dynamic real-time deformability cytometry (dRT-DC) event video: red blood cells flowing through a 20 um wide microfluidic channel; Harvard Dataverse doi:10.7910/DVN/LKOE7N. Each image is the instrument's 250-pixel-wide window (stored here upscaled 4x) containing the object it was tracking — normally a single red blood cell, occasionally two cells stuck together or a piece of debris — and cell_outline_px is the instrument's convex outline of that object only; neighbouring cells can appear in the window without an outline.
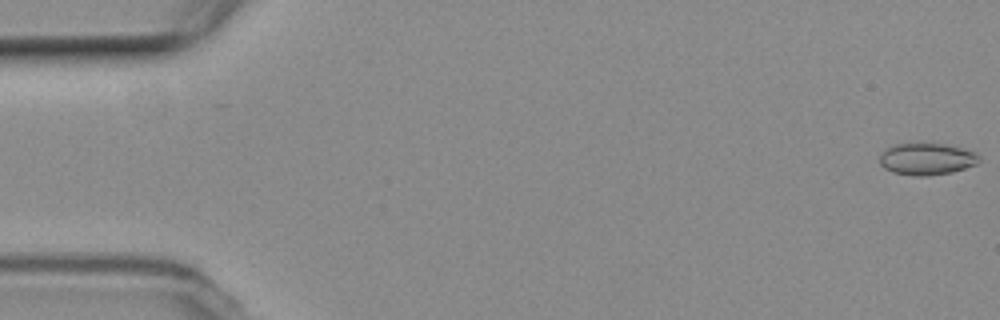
{"species": "common noctule bat (a hibernating species)", "species_latin": "Nyctalus noctula", "temperature_condition": "room temperature", "stored_images_in_passage": 6, "camera_frame_rate_fps": 3000, "um_per_image_px": 0.085, "animal": {"sex": "female", "body_mass_g": 19.3, "forearm_length_mm": 54.1}, "frame": {"image": 1, "passage_image": 1, "time_ms": 0.0, "image_size_px": [1000, 320], "cell_outline_px": [[980, 160], [976, 164], [952, 172], [928, 176], [912, 176], [892, 172], [884, 168], [880, 164], [880, 156], [884, 148], [896, 144], [920, 140], [948, 144], [964, 148], [976, 152], [980, 156]], "centroid_in_image_um": [78.76, 13.46], "position_along_channel_um": 6.2, "area_um2": 19.36}}
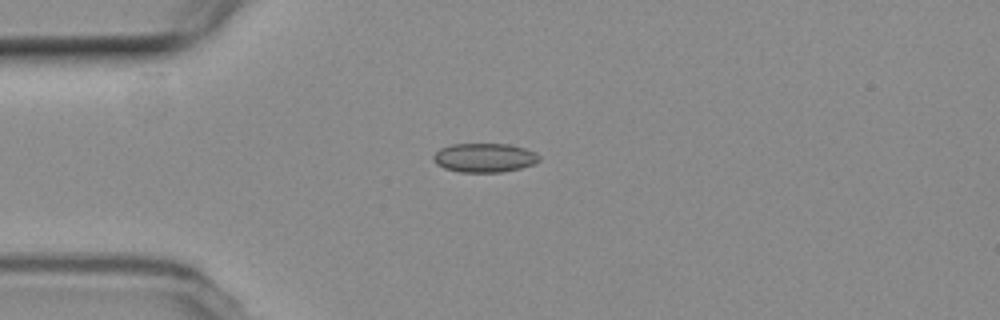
{"frame": {"image": 2, "passage_image": 5, "time_ms": 4.667, "image_size_px": [1000, 320], "cell_outline_px": [[540, 160], [536, 164], [520, 168], [500, 172], [460, 172], [444, 168], [436, 164], [432, 160], [432, 156], [440, 148], [452, 144], [508, 144], [524, 148], [536, 152], [540, 156]], "centroid_in_image_um": [41.18, 13.41], "position_along_channel_um": 43.8, "area_um2": 18.03}}